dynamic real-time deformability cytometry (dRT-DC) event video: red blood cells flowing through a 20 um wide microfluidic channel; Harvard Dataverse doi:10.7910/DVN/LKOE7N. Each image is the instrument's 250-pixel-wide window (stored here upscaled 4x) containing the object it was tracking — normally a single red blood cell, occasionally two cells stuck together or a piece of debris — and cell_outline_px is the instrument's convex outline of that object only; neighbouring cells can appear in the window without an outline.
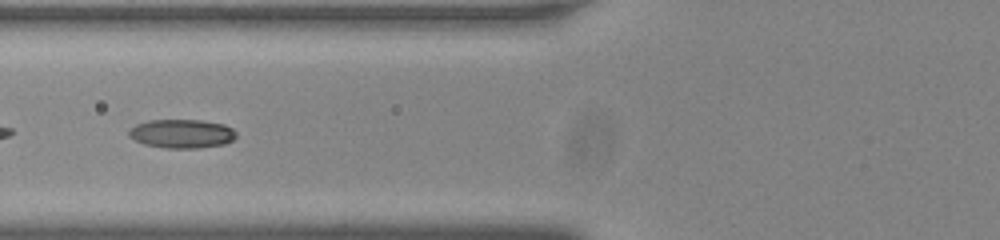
{"species": "common noctule bat (a hibernating species)", "species_latin": "Nyctalus noctula", "temperature_condition": "room temperature", "stored_images_in_passage": 40, "camera_frame_rate_fps": 3000, "um_per_image_px": 0.085, "animal": {"sex": "male", "body_mass_g": 20.0, "forearm_length_mm": 53.3}, "frame": {"image": 1, "passage_image": 7, "time_ms": 2.0, "image_size_px": [1000, 240], "cell_outline_px": [[236, 136], [232, 140], [224, 144], [200, 148], [164, 148], [144, 144], [128, 136], [128, 132], [136, 124], [148, 120], [200, 120], [224, 124], [232, 128], [236, 132]], "centroid_in_image_um": [15.46, 11.36], "position_along_channel_um": 110.3, "area_um2": 18.03}}
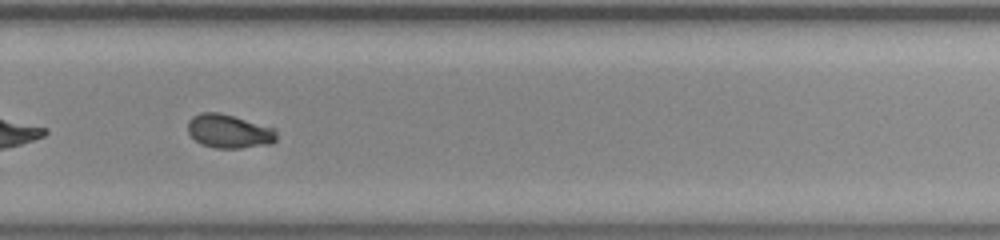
{"frame": {"image": 2, "passage_image": 23, "time_ms": 7.333, "image_size_px": [1000, 240], "cell_outline_px": [[276, 140], [272, 144], [240, 148], [216, 148], [200, 144], [188, 132], [188, 120], [192, 116], [200, 112], [216, 112], [232, 116], [276, 128]], "centroid_in_image_um": [19.47, 11.16], "position_along_channel_um": 310.3, "area_um2": 17.46}, "authors_computed_cell_mechanics": {"area_um2": 17.4556, "velocity_mm_per_s": 3.7553, "shape_relaxation_time_tau1_ms": 6.3214, "shape_relaxation_time_tau2_ms": 3.1294, "deformation_change_tau1": 0.1431, "deformation_change_tau2": 0.045}}